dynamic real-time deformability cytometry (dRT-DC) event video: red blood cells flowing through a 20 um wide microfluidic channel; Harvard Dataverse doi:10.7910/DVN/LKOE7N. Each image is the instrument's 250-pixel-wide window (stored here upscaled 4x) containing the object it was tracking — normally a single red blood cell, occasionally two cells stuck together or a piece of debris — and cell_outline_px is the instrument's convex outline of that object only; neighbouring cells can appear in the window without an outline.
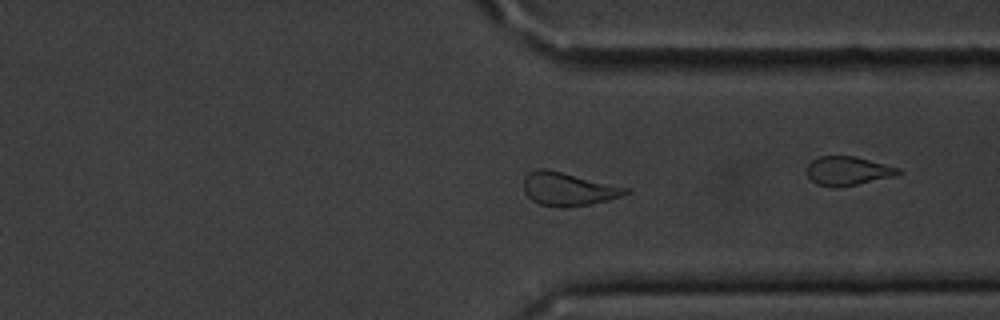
{"species": "common noctule bat (a hibernating species)", "species_latin": "Nyctalus noctula", "temperature_condition": "cold", "stored_images_in_passage": 56, "camera_frame_rate_fps": 3000, "um_per_image_px": 0.085, "animal": {"sex": "male", "body_mass_g": 20.1, "forearm_length_mm": 53.5}, "frame": {"image": 1, "passage_image": 42, "time_ms": 13.667, "image_size_px": [1000, 320], "cell_outline_px": [[628, 192], [620, 196], [608, 200], [592, 204], [564, 208], [560, 208], [540, 204], [532, 200], [524, 192], [524, 176], [528, 172], [536, 168], [544, 168], [628, 188]], "centroid_in_image_um": [48.23, 16.08], "position_along_channel_um": 363.2, "area_um2": 19.59}}
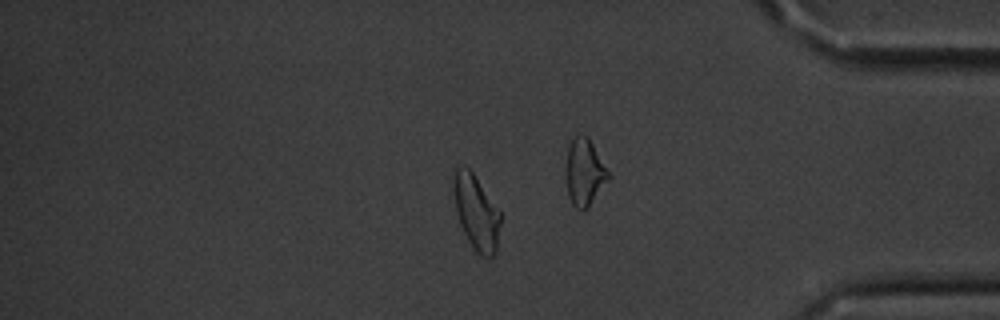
{"frame": {"image": 2, "passage_image": 47, "time_ms": 15.333, "image_size_px": [1000, 320], "cell_outline_px": [[500, 224], [496, 252], [492, 256], [480, 256], [476, 252], [468, 240], [460, 224], [456, 212], [452, 168], [468, 168], [472, 172], [500, 212]], "centroid_in_image_um": [40.47, 18.06], "position_along_channel_um": 394.7, "area_um2": 20.0}, "authors_computed_cell_mechanics": {"area_um2": 20.1144, "velocity_mm_per_s": 3.5939, "shape_relaxation_time_tau1_ms": 6.6057, "shape_relaxation_time_tau2_ms": 2.4536, "deformation_change_tau1": 0.1485, "deformation_change_tau2": 0.0926}}